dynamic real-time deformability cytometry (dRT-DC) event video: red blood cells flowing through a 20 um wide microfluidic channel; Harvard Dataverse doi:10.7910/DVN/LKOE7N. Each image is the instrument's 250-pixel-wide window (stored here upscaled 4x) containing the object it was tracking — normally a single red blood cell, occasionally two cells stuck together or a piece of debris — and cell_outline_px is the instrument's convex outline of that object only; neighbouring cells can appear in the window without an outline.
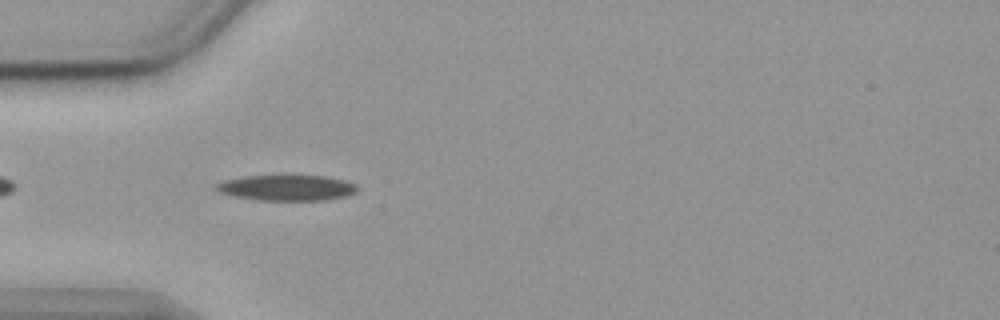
{"species": "common noctule bat (a hibernating species)", "species_latin": "Nyctalus noctula", "temperature_condition": "cold", "stored_images_in_passage": 40, "camera_frame_rate_fps": 3000, "um_per_image_px": 0.085, "animal": {"sex": "female", "body_mass_g": 19.9}, "frame": {"image": 1, "passage_image": 1, "time_ms": 0.0, "image_size_px": [1000, 320], "cell_outline_px": [[360, 188], [356, 192], [344, 196], [324, 200], [256, 200], [232, 196], [220, 192], [212, 188], [216, 184], [224, 180], [248, 176], [328, 176], [344, 180], [356, 184]], "centroid_in_image_um": [24.37, 15.96], "position_along_channel_um": 60.6, "area_um2": 21.1}}
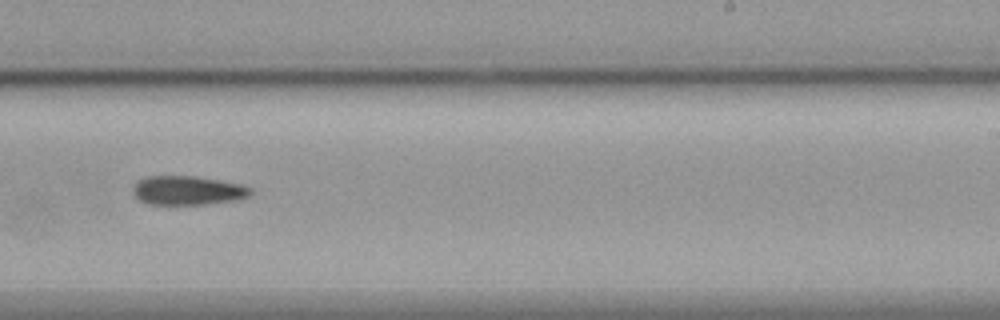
{"frame": {"image": 2, "passage_image": 19, "time_ms": 6.0, "image_size_px": [1000, 320], "cell_outline_px": [[252, 196], [236, 200], [204, 204], [148, 204], [140, 200], [132, 192], [132, 188], [140, 180], [148, 176], [196, 176], [244, 184], [252, 188]], "centroid_in_image_um": [16.02, 16.18], "position_along_channel_um": 273.0, "area_um2": 20.0}}
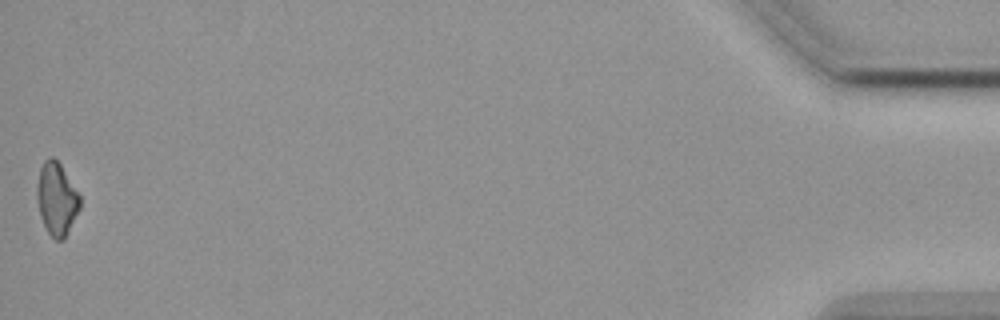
{"frame": {"image": 3, "passage_image": 40, "time_ms": 13.0, "image_size_px": [1000, 320], "cell_outline_px": [[80, 208], [64, 240], [56, 240], [48, 232], [40, 216], [36, 200], [36, 184], [40, 168], [44, 160], [48, 156], [52, 156], [60, 164], [80, 196]], "centroid_in_image_um": [4.79, 16.9], "position_along_channel_um": 430.4, "area_um2": 18.21}}